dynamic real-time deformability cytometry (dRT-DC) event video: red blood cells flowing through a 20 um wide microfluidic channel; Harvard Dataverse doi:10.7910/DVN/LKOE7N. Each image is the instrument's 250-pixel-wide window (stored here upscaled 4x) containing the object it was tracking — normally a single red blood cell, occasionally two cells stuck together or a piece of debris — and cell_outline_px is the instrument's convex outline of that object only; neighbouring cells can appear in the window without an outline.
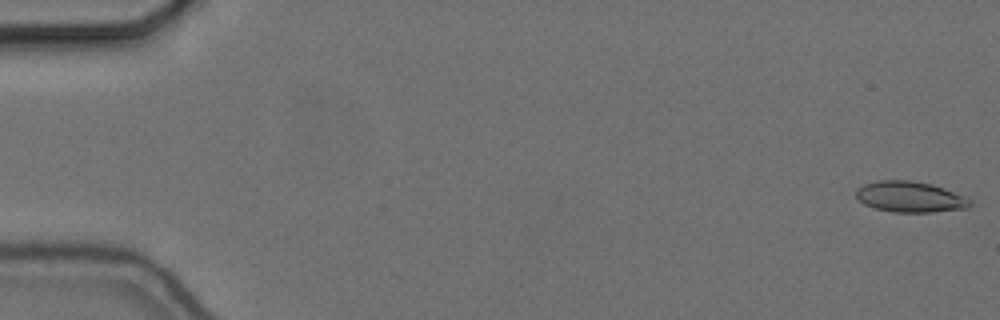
{"species": "common noctule bat (a hibernating species)", "species_latin": "Nyctalus noctula", "temperature_condition": "cold", "stored_images_in_passage": 10, "camera_frame_rate_fps": 3000, "um_per_image_px": 0.085, "animal": {"sex": "female", "body_mass_g": 24.6, "forearm_length_mm": 56.2}, "frame": {"image": 1, "passage_image": 1, "time_ms": 0.0, "image_size_px": [1000, 320], "cell_outline_px": [[972, 204], [968, 208], [932, 212], [892, 212], [876, 208], [864, 204], [856, 196], [856, 188], [864, 184], [876, 180], [912, 180], [944, 188], [964, 196], [972, 200]], "centroid_in_image_um": [77.35, 16.73], "position_along_channel_um": 7.6, "area_um2": 20.46}}